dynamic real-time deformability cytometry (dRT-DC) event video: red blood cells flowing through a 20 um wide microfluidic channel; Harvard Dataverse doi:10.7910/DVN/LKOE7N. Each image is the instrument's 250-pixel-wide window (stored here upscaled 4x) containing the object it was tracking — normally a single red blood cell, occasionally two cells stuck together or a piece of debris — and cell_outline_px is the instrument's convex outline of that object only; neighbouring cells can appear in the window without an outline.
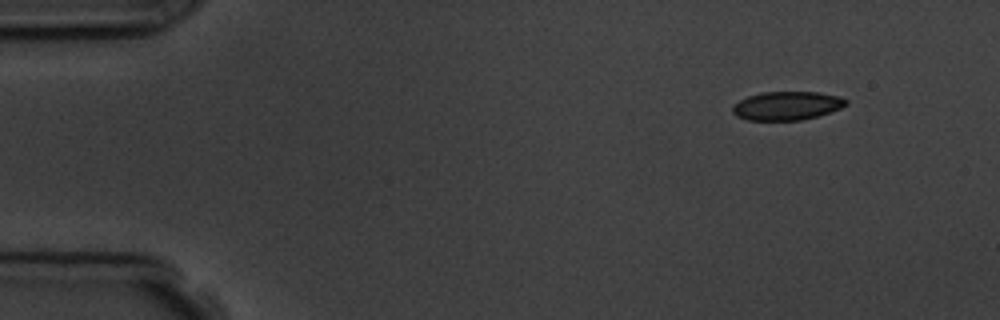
{"species": "common noctule bat (a hibernating species)", "species_latin": "Nyctalus noctula", "temperature_condition": "room temperature", "stored_images_in_passage": 4, "segment_of_instrument_passage": [1, 2], "camera_frame_rate_fps": 3000, "um_per_image_px": 0.085, "animal": {"sex": "male", "body_mass_g": 19.5, "forearm_length_mm": 54.6}, "frame": {"image": 1, "passage_image": 1, "time_ms": 0.0, "image_size_px": [1000, 320], "cell_outline_px": [[848, 104], [840, 108], [816, 116], [800, 120], [748, 120], [736, 116], [732, 112], [732, 104], [748, 96], [760, 92], [816, 92], [840, 96], [848, 100]], "centroid_in_image_um": [66.86, 8.98], "position_along_channel_um": 18.1, "area_um2": 18.9}}
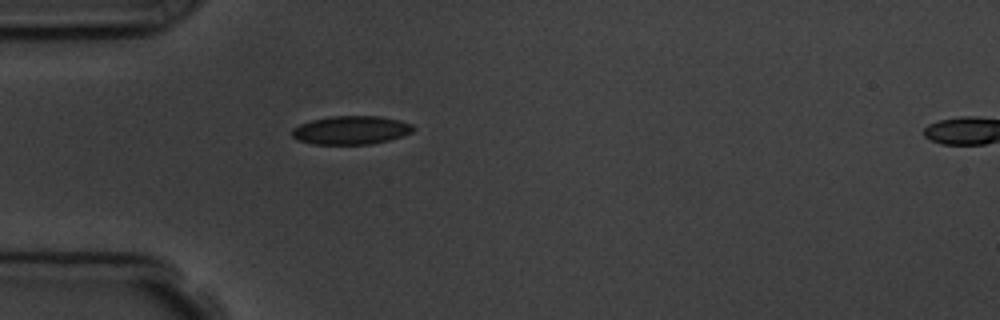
{"frame": {"image": 2, "passage_image": 3, "time_ms": 3.333, "image_size_px": [1000, 320], "cell_outline_px": [[416, 128], [412, 132], [388, 140], [372, 144], [312, 144], [296, 140], [292, 136], [292, 128], [300, 124], [312, 120], [332, 116], [380, 116], [400, 120], [412, 124]], "centroid_in_image_um": [29.83, 11.06], "position_along_channel_um": 55.2, "area_um2": 20.17}}